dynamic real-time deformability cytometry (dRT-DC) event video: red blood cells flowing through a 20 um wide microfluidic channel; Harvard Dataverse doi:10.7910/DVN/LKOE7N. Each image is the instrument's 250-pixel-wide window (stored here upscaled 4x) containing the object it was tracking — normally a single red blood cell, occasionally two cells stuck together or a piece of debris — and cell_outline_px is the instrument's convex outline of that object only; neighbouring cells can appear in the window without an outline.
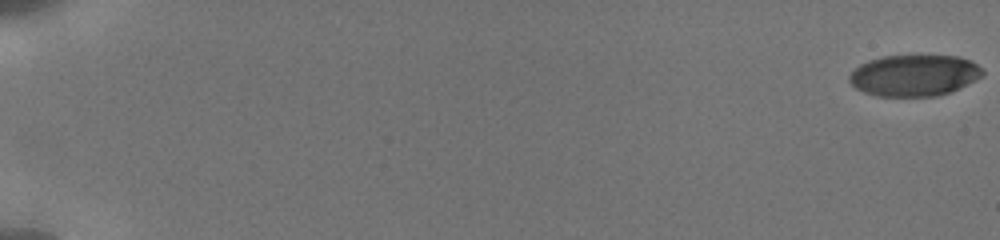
{"species": "human", "species_latin": "Homo sapiens", "temperature_condition": "cold", "stored_images_in_passage": 14, "camera_frame_rate_fps": 3000, "um_per_image_px": 0.085, "donor": {"sex": "male"}, "frame": {"image": 1, "passage_image": 1, "time_ms": 0.0, "image_size_px": [1000, 240], "cell_outline_px": [[984, 76], [960, 88], [936, 96], [876, 96], [864, 92], [856, 88], [848, 80], [848, 76], [860, 64], [868, 60], [884, 56], [956, 56], [968, 60], [976, 64], [984, 72]], "centroid_in_image_um": [77.7, 6.41], "position_along_channel_um": 7.3, "area_um2": 31.96}}